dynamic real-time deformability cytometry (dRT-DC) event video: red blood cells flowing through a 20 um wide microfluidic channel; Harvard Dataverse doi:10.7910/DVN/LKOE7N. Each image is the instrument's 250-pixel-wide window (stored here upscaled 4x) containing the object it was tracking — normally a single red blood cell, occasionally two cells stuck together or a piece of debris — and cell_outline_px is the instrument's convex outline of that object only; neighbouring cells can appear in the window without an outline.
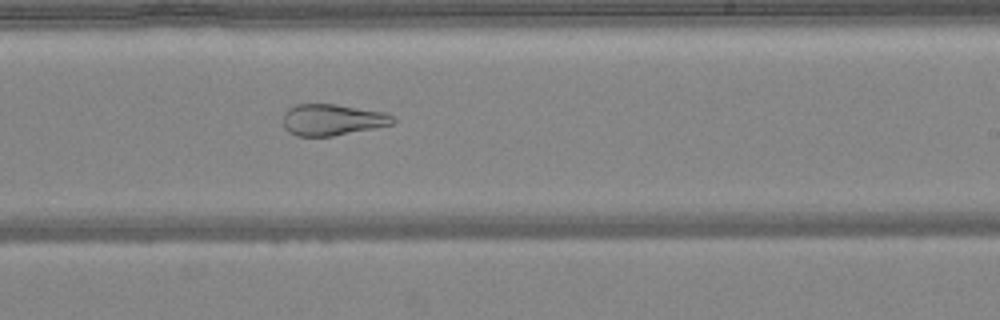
{"species": "common noctule bat (a hibernating species)", "species_latin": "Nyctalus noctula", "temperature_condition": "warm", "stored_images_in_passage": 49, "camera_frame_rate_fps": 3000, "um_per_image_px": 0.085, "animal": {"sex": "female", "body_mass_g": 24.6, "forearm_length_mm": 56.2}, "frame": {"image": 1, "passage_image": 30, "time_ms": 9.667, "image_size_px": [1000, 320], "cell_outline_px": [[396, 120], [392, 124], [332, 136], [296, 136], [288, 132], [284, 128], [284, 112], [288, 108], [296, 104], [336, 104], [384, 112], [392, 116]], "centroid_in_image_um": [28.2, 10.17], "position_along_channel_um": 260.8, "area_um2": 19.94}}
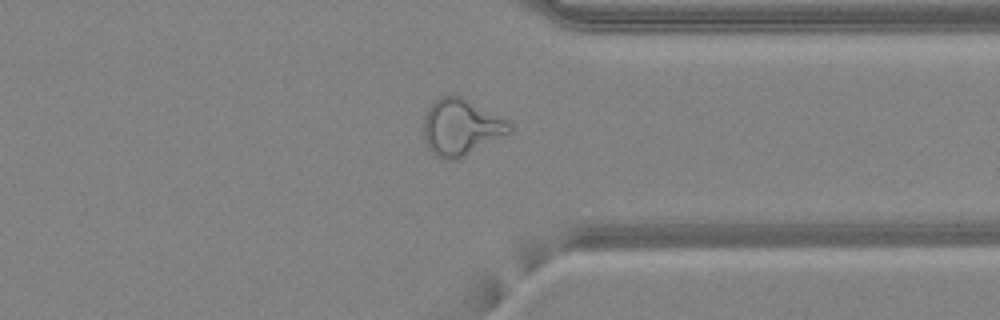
{"frame": {"image": 2, "passage_image": 38, "time_ms": 12.333, "image_size_px": [1000, 320], "cell_outline_px": [[512, 132], [464, 156], [452, 160], [444, 160], [436, 156], [428, 148], [424, 140], [424, 116], [428, 108], [440, 96], [460, 96], [512, 120]], "centroid_in_image_um": [39.23, 10.81], "position_along_channel_um": 372.2, "area_um2": 28.44}}
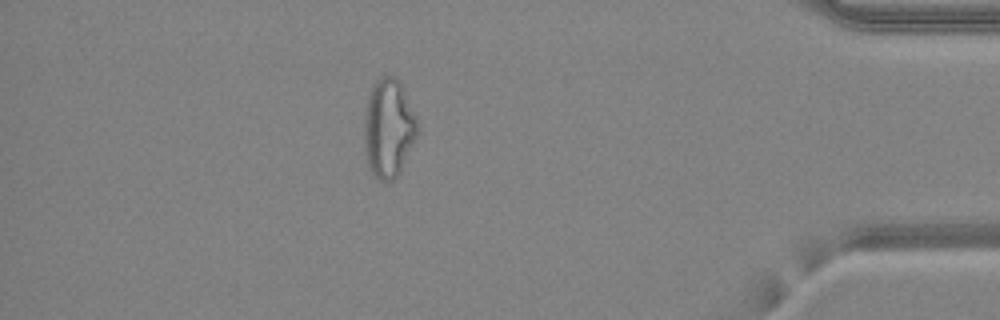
{"frame": {"image": 3, "passage_image": 43, "time_ms": 14.0, "image_size_px": [1000, 320], "cell_outline_px": [[420, 132], [400, 172], [392, 180], [380, 180], [368, 168], [364, 148], [364, 116], [368, 96], [372, 84], [376, 80], [384, 76], [396, 76], [400, 80], [416, 116]], "centroid_in_image_um": [33.04, 10.87], "position_along_channel_um": 402.2, "area_um2": 31.1}, "authors_computed_cell_mechanics": {"area_um2": 29.5358, "velocity_mm_per_s": 4.268, "shape_relaxation_time_tau1_ms": null, "shape_relaxation_time_tau2_ms": 1.6356, "deformation_change_tau1": null, "deformation_change_tau2": 0.1025}}